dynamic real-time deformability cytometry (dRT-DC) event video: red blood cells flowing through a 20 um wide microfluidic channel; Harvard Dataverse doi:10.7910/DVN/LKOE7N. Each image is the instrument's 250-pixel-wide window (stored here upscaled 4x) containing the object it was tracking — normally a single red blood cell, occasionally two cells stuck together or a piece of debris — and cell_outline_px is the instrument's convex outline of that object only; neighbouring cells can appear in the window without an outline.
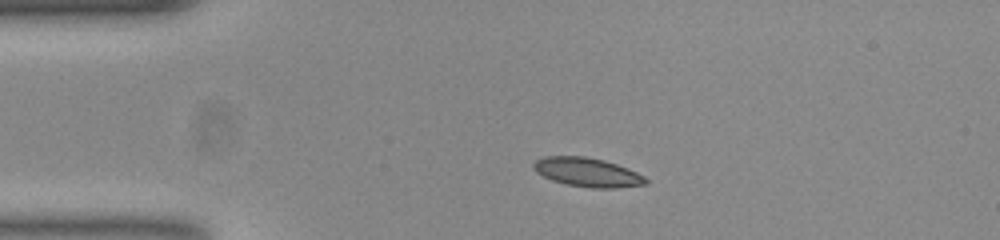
{"species": "common noctule bat (a hibernating species)", "species_latin": "Nyctalus noctula", "temperature_condition": "room temperature", "stored_images_in_passage": 44, "camera_frame_rate_fps": 3000, "um_per_image_px": 0.085, "animal": {"sex": "female", "body_mass_g": 23.0, "forearm_length_mm": 53.4}, "frame": {"image": 1, "passage_image": 1, "time_ms": 0.0, "image_size_px": [1000, 240], "cell_outline_px": [[648, 184], [612, 188], [592, 188], [568, 184], [552, 180], [536, 172], [532, 168], [532, 164], [536, 160], [544, 156], [584, 156], [604, 160], [628, 168], [644, 176], [648, 180]], "centroid_in_image_um": [49.92, 14.63], "position_along_channel_um": 35.1, "area_um2": 18.9}}
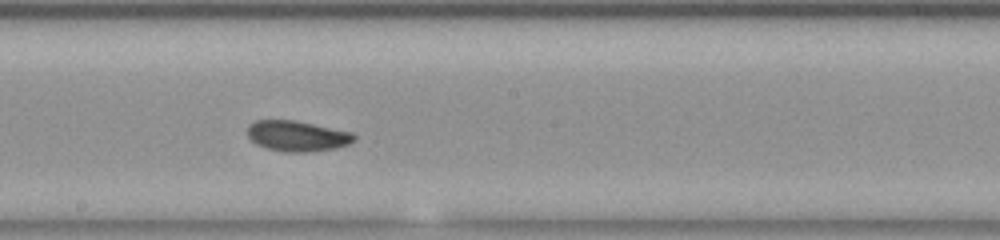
{"frame": {"image": 2, "passage_image": 19, "time_ms": 6.0, "image_size_px": [1000, 240], "cell_outline_px": [[356, 140], [348, 144], [336, 148], [308, 152], [284, 152], [268, 148], [256, 144], [248, 136], [248, 124], [256, 120], [296, 120], [352, 132], [356, 136]], "centroid_in_image_um": [25.28, 11.55], "position_along_channel_um": 222.9, "area_um2": 19.07}}
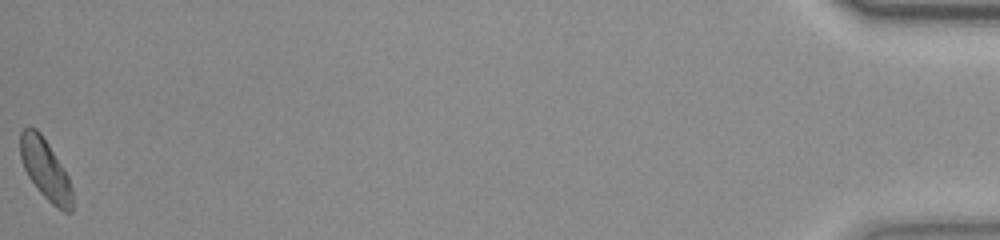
{"frame": {"image": 3, "passage_image": 44, "time_ms": 14.333, "image_size_px": [1000, 240], "cell_outline_px": [[72, 212], [64, 212], [52, 204], [36, 188], [28, 176], [24, 168], [20, 156], [20, 132], [28, 124], [36, 128], [40, 132], [48, 144], [68, 176], [72, 188]], "centroid_in_image_um": [3.84, 14.38], "position_along_channel_um": 431.4, "area_um2": 18.32}, "authors_computed_cell_mechanics": {"area_um2": 18.5538, "velocity_mm_per_s": 3.7448, "shape_relaxation_time_tau1_ms": null, "shape_relaxation_time_tau2_ms": 8.0483, "deformation_change_tau1": null, "deformation_change_tau2": 0.0965}}